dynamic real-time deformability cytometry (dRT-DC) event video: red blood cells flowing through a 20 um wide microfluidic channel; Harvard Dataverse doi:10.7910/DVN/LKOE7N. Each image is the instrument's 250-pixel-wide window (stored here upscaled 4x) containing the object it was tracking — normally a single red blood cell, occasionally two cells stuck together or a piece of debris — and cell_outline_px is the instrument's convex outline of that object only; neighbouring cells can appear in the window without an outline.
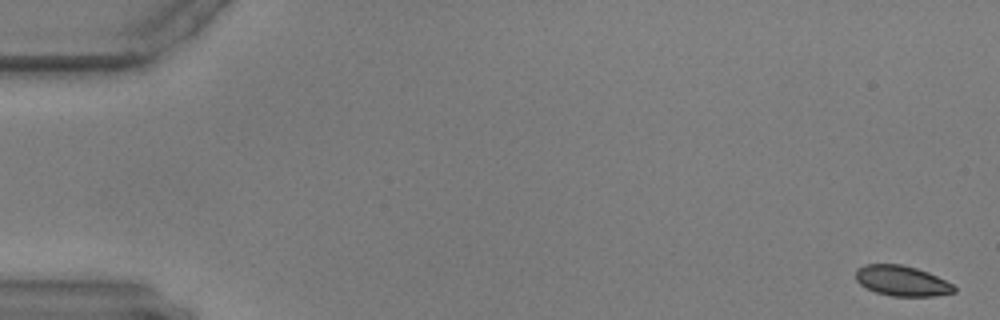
{"species": "common noctule bat (a hibernating species)", "species_latin": "Nyctalus noctula", "temperature_condition": "warm", "stored_images_in_passage": 58, "camera_frame_rate_fps": 3000, "um_per_image_px": 0.085, "animal": {"sex": "male", "body_mass_g": 17.9, "forearm_length_mm": 54.2}, "frame": {"image": 1, "passage_image": 1, "time_ms": 0.0, "image_size_px": [1000, 320], "cell_outline_px": [[956, 292], [936, 296], [892, 296], [876, 292], [860, 284], [856, 280], [856, 268], [864, 264], [900, 264], [916, 268], [928, 272], [952, 284], [956, 288]], "centroid_in_image_um": [76.65, 23.87], "position_along_channel_um": 8.3, "area_um2": 17.34}}
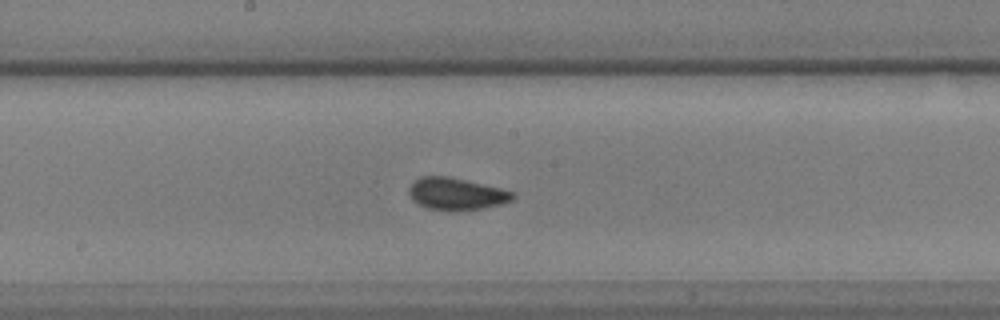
{"frame": {"image": 2, "passage_image": 31, "time_ms": 10.0, "image_size_px": [1000, 320], "cell_outline_px": [[516, 196], [512, 200], [500, 204], [484, 208], [448, 212], [428, 208], [412, 200], [408, 192], [408, 188], [420, 176], [448, 176], [500, 188], [516, 192]], "centroid_in_image_um": [38.79, 16.49], "position_along_channel_um": 209.4, "area_um2": 19.54}}
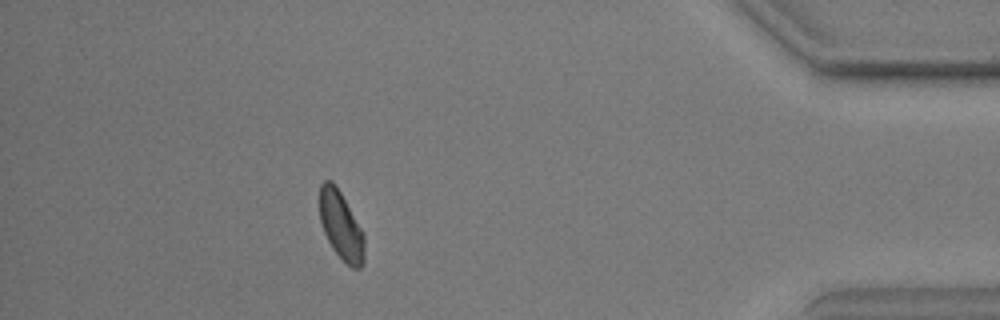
{"frame": {"image": 3, "passage_image": 52, "time_ms": 17.0, "image_size_px": [1000, 320], "cell_outline_px": [[364, 264], [360, 268], [352, 268], [332, 248], [324, 232], [320, 220], [320, 184], [324, 180], [332, 180], [336, 184], [364, 232]], "centroid_in_image_um": [29.0, 19.15], "position_along_channel_um": 406.2, "area_um2": 17.86}}